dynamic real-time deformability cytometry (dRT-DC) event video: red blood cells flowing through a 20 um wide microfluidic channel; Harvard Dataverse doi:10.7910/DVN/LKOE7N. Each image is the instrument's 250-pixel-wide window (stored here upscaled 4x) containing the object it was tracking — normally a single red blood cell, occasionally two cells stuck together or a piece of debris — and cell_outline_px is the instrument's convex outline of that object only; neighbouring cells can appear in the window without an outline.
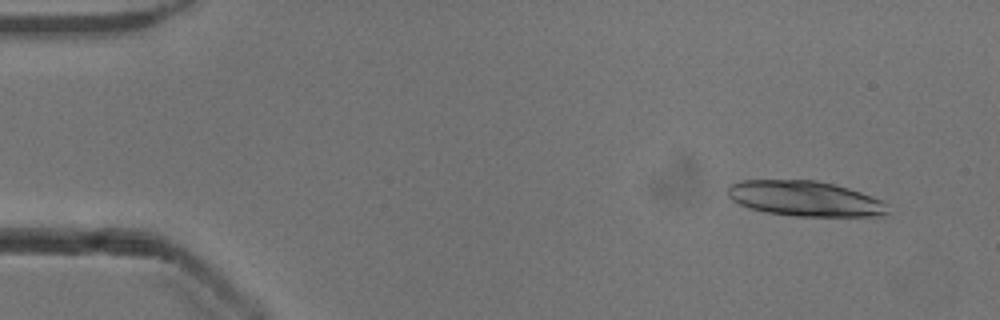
{"species": "common noctule bat (a hibernating species)", "species_latin": "Nyctalus noctula", "temperature_condition": "cold", "stored_images_in_passage": 31, "camera_frame_rate_fps": 3000, "um_per_image_px": 0.085, "animal": {"sex": "male", "body_mass_g": 13.3}, "frame": {"image": 1, "passage_image": 4, "time_ms": 1.0, "image_size_px": [1000, 320], "cell_outline_px": [[888, 216], [796, 216], [768, 212], [748, 208], [732, 200], [728, 196], [728, 188], [732, 184], [740, 180], [816, 180], [848, 188], [884, 200], [888, 212]], "centroid_in_image_um": [68.44, 16.88], "position_along_channel_um": 16.6, "area_um2": 32.83}}
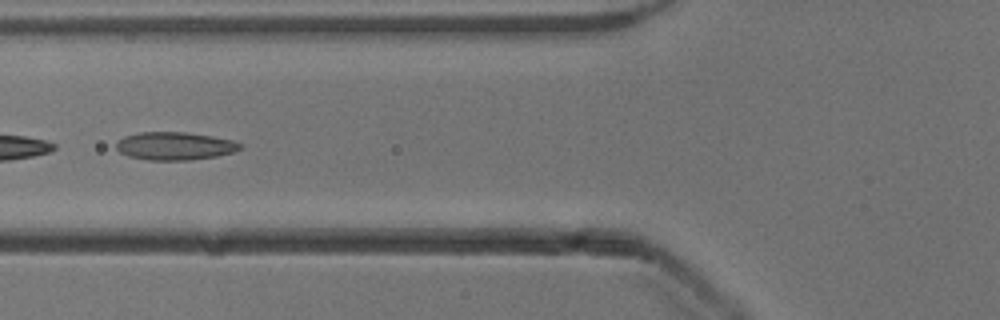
{"frame": {"image": 2, "passage_image": 20, "time_ms": 6.333, "image_size_px": [1000, 320], "cell_outline_px": [[240, 148], [232, 152], [216, 156], [192, 160], [148, 160], [128, 156], [120, 152], [116, 148], [116, 144], [124, 136], [140, 132], [184, 132], [212, 136], [232, 140], [240, 144]], "centroid_in_image_um": [14.82, 12.41], "position_along_channel_um": 111.0, "area_um2": 20.0}}
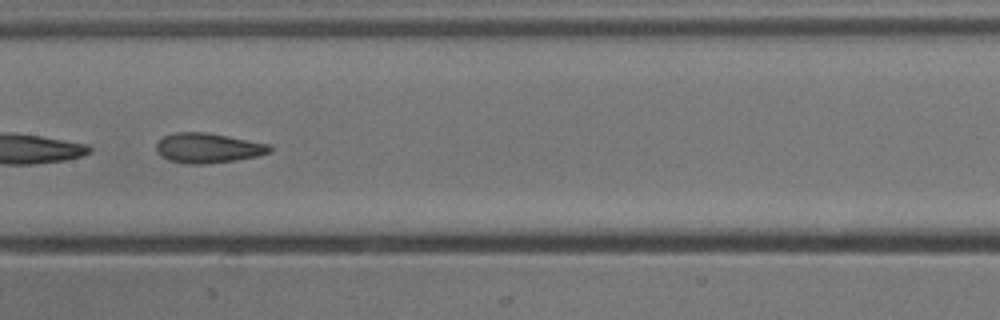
{"frame": {"image": 3, "passage_image": 26, "time_ms": 8.333, "image_size_px": [1000, 320], "cell_outline_px": [[272, 152], [256, 156], [232, 160], [200, 164], [188, 164], [168, 160], [160, 156], [156, 148], [156, 144], [164, 136], [176, 132], [204, 132], [228, 136], [268, 144], [272, 148]], "centroid_in_image_um": [17.65, 12.57], "position_along_channel_um": 189.8, "area_um2": 19.48}}